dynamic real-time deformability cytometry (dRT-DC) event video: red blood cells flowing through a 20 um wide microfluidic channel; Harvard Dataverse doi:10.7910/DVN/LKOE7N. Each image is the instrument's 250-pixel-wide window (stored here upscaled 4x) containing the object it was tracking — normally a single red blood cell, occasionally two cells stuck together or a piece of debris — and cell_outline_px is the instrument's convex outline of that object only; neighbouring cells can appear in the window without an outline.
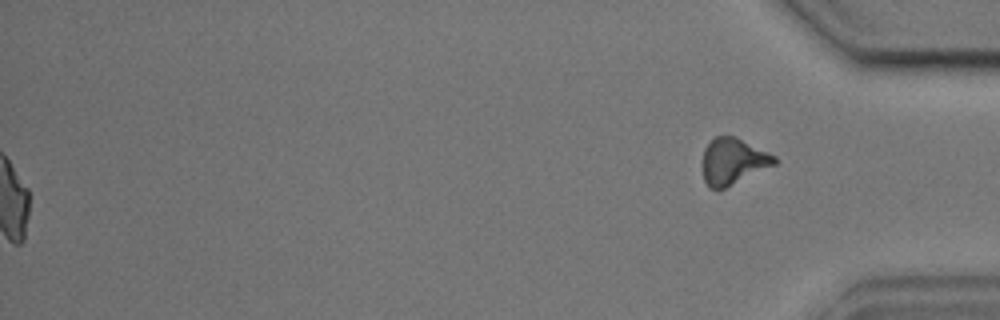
{"species": "common noctule bat (a hibernating species)", "species_latin": "Nyctalus noctula", "temperature_condition": "cold", "stored_images_in_passage": 56, "segment_of_instrument_passage": [2, 2], "camera_frame_rate_fps": 3000, "um_per_image_px": 0.085, "animal": {"sex": "male", "body_mass_g": 17.9, "forearm_length_mm": 54.2}, "frame": {"image": 1, "passage_image": 56, "time_ms": 18.333, "image_size_px": [1000, 320], "cell_outline_px": [[780, 160], [776, 164], [724, 188], [708, 188], [704, 180], [700, 164], [704, 148], [716, 136], [736, 136], [776, 156]], "centroid_in_image_um": [62.28, 13.7], "position_along_channel_um": 372.9, "area_um2": 19.59}}